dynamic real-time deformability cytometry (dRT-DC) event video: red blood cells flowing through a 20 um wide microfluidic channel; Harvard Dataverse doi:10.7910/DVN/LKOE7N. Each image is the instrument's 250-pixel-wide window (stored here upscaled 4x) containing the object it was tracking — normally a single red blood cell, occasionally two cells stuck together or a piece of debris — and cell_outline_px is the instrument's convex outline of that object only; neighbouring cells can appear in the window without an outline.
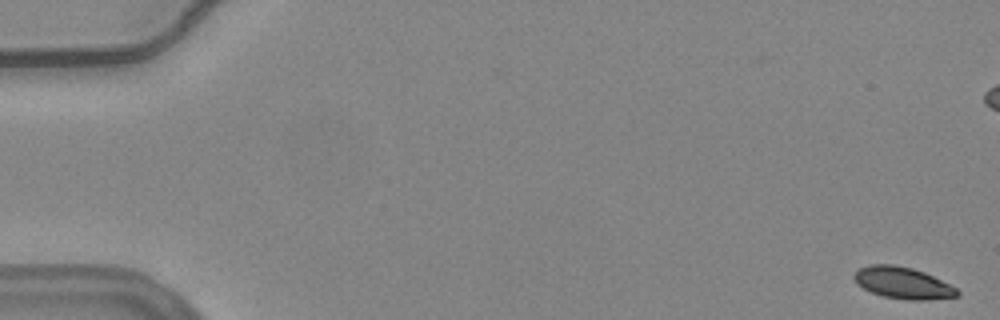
{"species": "common noctule bat (a hibernating species)", "species_latin": "Nyctalus noctula", "temperature_condition": "warm", "stored_images_in_passage": 54, "camera_frame_rate_fps": 3000, "um_per_image_px": 0.085, "animal": {"sex": "female", "body_mass_g": 24.6, "forearm_length_mm": 56.2}, "frame": {"image": 1, "passage_image": 1, "time_ms": 0.0, "image_size_px": [1000, 320], "cell_outline_px": [[960, 296], [928, 300], [908, 300], [884, 296], [872, 292], [856, 284], [852, 276], [860, 268], [868, 264], [896, 264], [912, 268], [924, 272], [956, 288], [960, 292]], "centroid_in_image_um": [76.73, 24.04], "position_along_channel_um": 8.3, "area_um2": 19.02}}
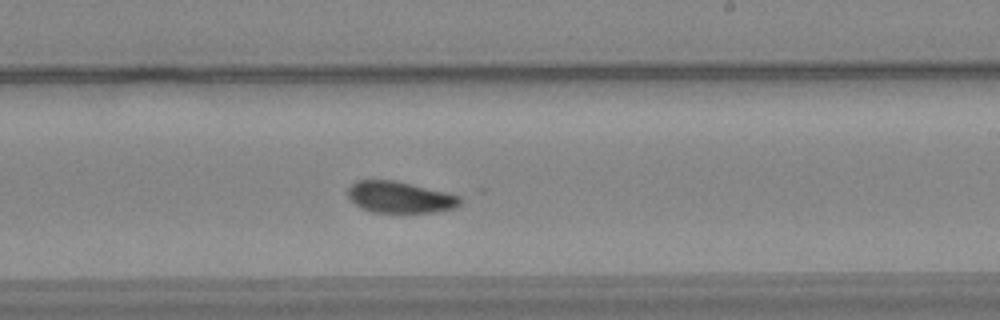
{"frame": {"image": 2, "passage_image": 34, "time_ms": 11.0, "image_size_px": [1000, 320], "cell_outline_px": [[464, 200], [460, 204], [452, 208], [432, 212], [372, 212], [360, 208], [348, 196], [348, 188], [356, 180], [396, 180], [448, 192], [460, 196]], "centroid_in_image_um": [34.01, 16.75], "position_along_channel_um": 255.0, "area_um2": 20.63}}
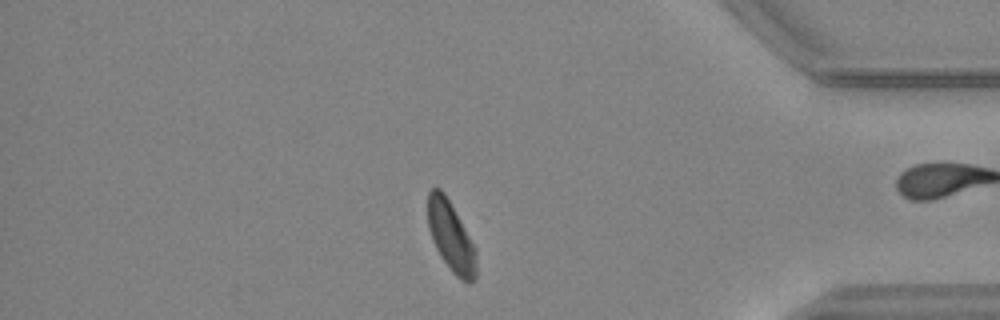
{"frame": {"image": 3, "passage_image": 48, "time_ms": 15.667, "image_size_px": [1000, 320], "cell_outline_px": [[476, 276], [468, 284], [460, 280], [452, 272], [440, 256], [432, 240], [428, 228], [428, 192], [432, 188], [440, 188], [444, 192], [476, 248]], "centroid_in_image_um": [38.33, 20.13], "position_along_channel_um": 396.9, "area_um2": 19.71}}